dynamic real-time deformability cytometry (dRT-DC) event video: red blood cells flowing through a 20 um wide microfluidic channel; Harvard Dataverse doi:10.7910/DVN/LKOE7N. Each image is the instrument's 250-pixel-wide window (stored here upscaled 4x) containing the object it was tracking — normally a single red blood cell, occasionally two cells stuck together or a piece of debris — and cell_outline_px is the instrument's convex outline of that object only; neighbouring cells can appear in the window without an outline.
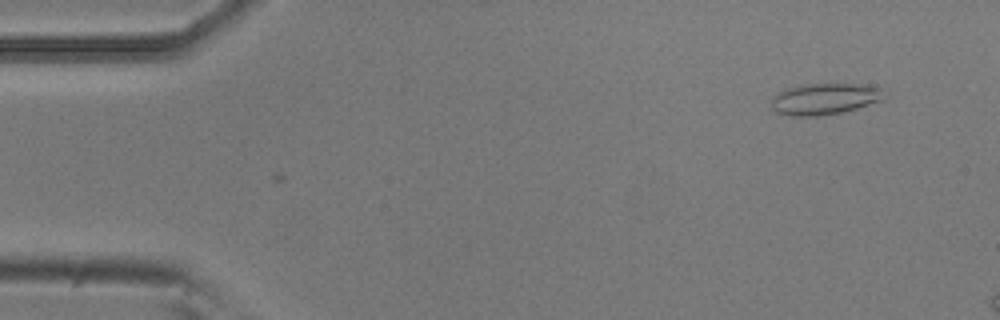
{"species": "common noctule bat (a hibernating species)", "species_latin": "Nyctalus noctula", "temperature_condition": "room temperature", "stored_images_in_passage": 2, "camera_frame_rate_fps": 3000, "um_per_image_px": 0.085, "animal": {"sex": "male", "body_mass_g": 20.5, "forearm_length_mm": 52.5}, "frame": {"image": 1, "passage_image": 1, "time_ms": 0.0, "image_size_px": [1000, 320], "cell_outline_px": [[884, 100], [856, 108], [840, 112], [820, 116], [792, 116], [776, 112], [772, 108], [772, 96], [776, 92], [800, 84], [856, 84], [880, 88]], "centroid_in_image_um": [70.02, 8.41], "position_along_channel_um": 15.0, "area_um2": 20.46}}